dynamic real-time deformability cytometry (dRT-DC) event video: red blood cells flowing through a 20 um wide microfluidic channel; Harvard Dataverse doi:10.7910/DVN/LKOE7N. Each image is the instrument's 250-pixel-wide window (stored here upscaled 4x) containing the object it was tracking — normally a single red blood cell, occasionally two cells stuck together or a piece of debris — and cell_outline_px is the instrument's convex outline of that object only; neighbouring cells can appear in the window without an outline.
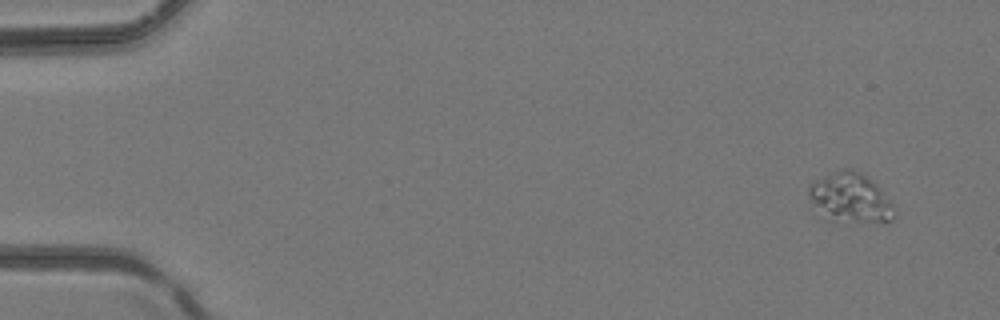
{"species": "common noctule bat (a hibernating species)", "species_latin": "Nyctalus noctula", "temperature_condition": "room temperature", "stored_images_in_passage": 4, "camera_frame_rate_fps": 3000, "um_per_image_px": 0.085, "animal": {"sex": "female", "body_mass_g": 24.6, "forearm_length_mm": 56.2}, "frame": {"image": 1, "passage_image": 1, "time_ms": 0.0, "image_size_px": [1000, 320], "cell_outline_px": [[896, 216], [892, 220], [884, 224], [836, 224], [824, 220], [812, 204], [808, 192], [808, 184], [812, 180], [840, 168], [848, 168], [860, 172], [872, 180], [876, 184], [896, 208]], "centroid_in_image_um": [72.27, 16.9], "position_along_channel_um": 12.7, "area_um2": 26.41}}